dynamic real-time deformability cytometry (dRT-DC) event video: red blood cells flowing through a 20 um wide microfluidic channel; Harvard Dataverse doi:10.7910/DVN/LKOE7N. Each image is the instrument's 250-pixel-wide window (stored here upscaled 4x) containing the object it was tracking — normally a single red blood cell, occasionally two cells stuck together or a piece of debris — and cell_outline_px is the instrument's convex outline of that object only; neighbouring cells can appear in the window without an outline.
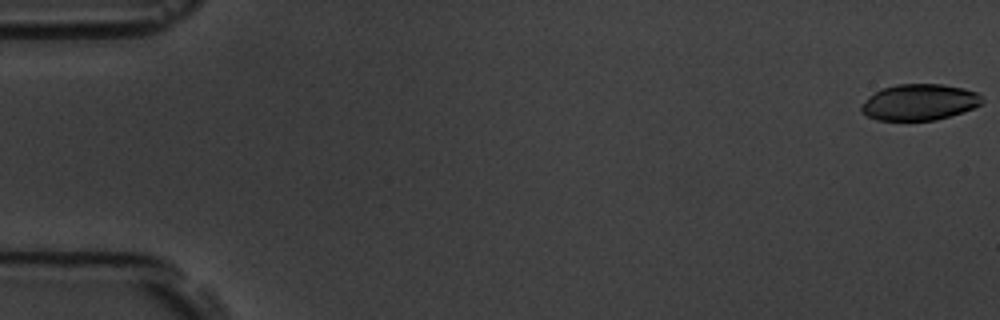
{"species": "common noctule bat (a hibernating species)", "species_latin": "Nyctalus noctula", "temperature_condition": "room temperature", "stored_images_in_passage": 6, "camera_frame_rate_fps": 3000, "um_per_image_px": 0.085, "animal": {"sex": "male", "body_mass_g": 19.5, "forearm_length_mm": 54.6}, "frame": {"image": 1, "passage_image": 1, "time_ms": 0.0, "image_size_px": [1000, 320], "cell_outline_px": [[984, 100], [980, 104], [964, 112], [936, 120], [876, 120], [860, 112], [860, 108], [868, 96], [884, 88], [896, 84], [944, 84], [964, 88], [976, 92]], "centroid_in_image_um": [78.14, 8.69], "position_along_channel_um": 6.9, "area_um2": 25.43}}
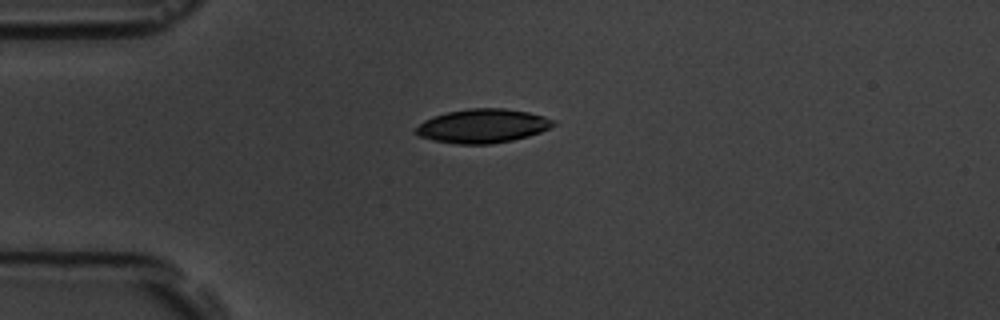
{"frame": {"image": 2, "passage_image": 5, "time_ms": 4.667, "image_size_px": [1000, 320], "cell_outline_px": [[556, 124], [540, 132], [528, 136], [512, 140], [492, 144], [456, 144], [432, 140], [420, 136], [412, 132], [424, 120], [432, 116], [448, 112], [468, 108], [504, 108], [528, 112], [544, 116], [556, 120]], "centroid_in_image_um": [41.01, 10.7], "position_along_channel_um": 44.0, "area_um2": 27.28}}